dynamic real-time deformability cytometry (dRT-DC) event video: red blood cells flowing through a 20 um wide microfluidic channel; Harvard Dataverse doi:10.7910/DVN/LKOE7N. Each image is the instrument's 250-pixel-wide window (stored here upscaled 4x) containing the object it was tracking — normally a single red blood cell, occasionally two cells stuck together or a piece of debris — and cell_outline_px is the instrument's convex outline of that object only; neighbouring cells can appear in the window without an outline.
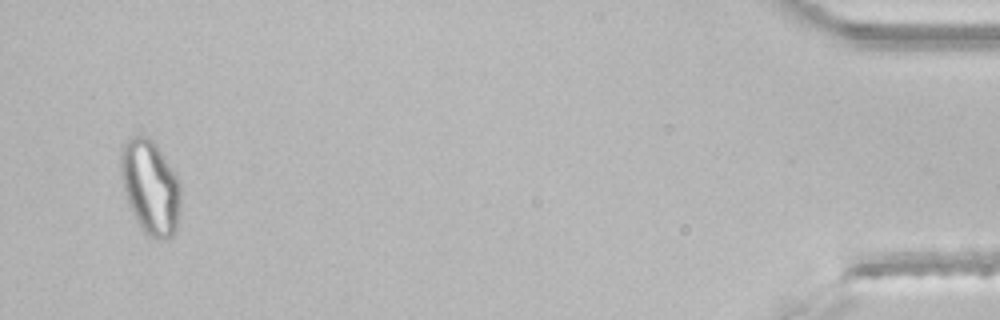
{"species": "common noctule bat (a hibernating species)", "species_latin": "Nyctalus noctula", "temperature_condition": "room temperature", "stored_images_in_passage": 45, "segment_of_instrument_passage": [2, 2], "camera_frame_rate_fps": 3000, "um_per_image_px": 0.085, "animal": {"sex": "male", "body_mass_g": 21.5, "forearm_length_mm": 52.0}, "frame": {"image": 1, "passage_image": 44, "time_ms": 14.333, "image_size_px": [1000, 320], "cell_outline_px": [[180, 204], [176, 232], [172, 236], [164, 240], [156, 240], [148, 236], [144, 232], [136, 220], [128, 204], [124, 192], [120, 176], [120, 148], [132, 136], [144, 136], [152, 140], [156, 144], [176, 176], [180, 184]], "centroid_in_image_um": [12.76, 15.94], "position_along_channel_um": 422.4, "area_um2": 33.06}}